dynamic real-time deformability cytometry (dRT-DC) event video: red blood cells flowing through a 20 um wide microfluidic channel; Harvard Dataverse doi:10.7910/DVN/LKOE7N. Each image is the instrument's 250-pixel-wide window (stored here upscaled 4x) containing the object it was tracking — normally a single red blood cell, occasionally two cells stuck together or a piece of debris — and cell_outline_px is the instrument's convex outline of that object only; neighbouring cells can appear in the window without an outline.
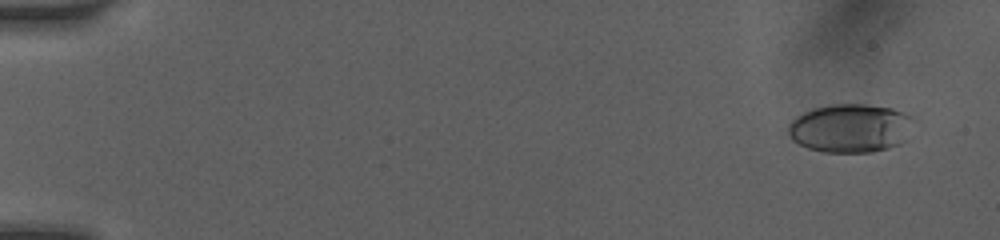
{"species": "human", "species_latin": "Homo sapiens", "temperature_condition": "room temperature", "stored_images_in_passage": 7, "camera_frame_rate_fps": 3000, "um_per_image_px": 0.085, "donor": {"sex": "female"}, "frame": {"image": 1, "passage_image": 4, "time_ms": 0.667, "image_size_px": [1000, 240], "cell_outline_px": [[912, 116], [908, 140], [900, 144], [888, 148], [872, 152], [824, 152], [808, 148], [792, 140], [788, 132], [788, 124], [796, 116], [804, 112], [816, 108], [832, 104], [864, 104], [892, 108], [904, 112]], "centroid_in_image_um": [72.29, 10.9], "position_along_channel_um": 12.7, "area_um2": 35.6}}